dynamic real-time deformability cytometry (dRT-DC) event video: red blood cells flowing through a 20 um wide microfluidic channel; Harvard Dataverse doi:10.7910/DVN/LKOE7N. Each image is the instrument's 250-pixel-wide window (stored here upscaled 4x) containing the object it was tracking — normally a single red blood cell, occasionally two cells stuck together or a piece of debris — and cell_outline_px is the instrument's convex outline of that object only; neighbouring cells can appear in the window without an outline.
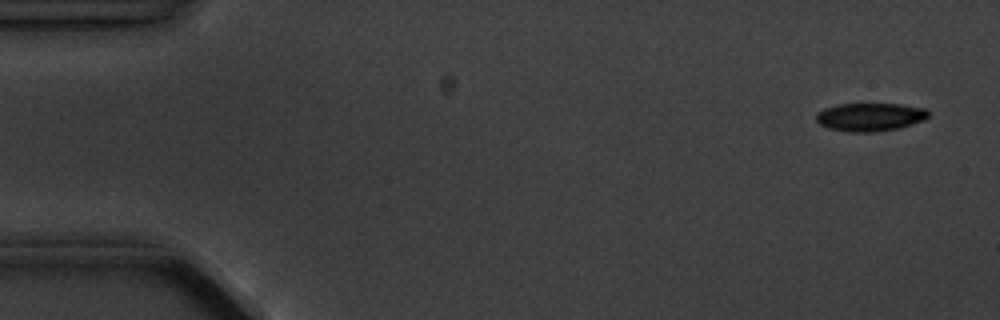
{"species": "common noctule bat (a hibernating species)", "species_latin": "Nyctalus noctula", "temperature_condition": "cold", "stored_images_in_passage": 6, "camera_frame_rate_fps": 3000, "um_per_image_px": 0.085, "animal": {"sex": "male", "body_mass_g": 20.1, "forearm_length_mm": 53.5}, "frame": {"image": 1, "passage_image": 1, "time_ms": 0.0, "image_size_px": [1000, 320], "cell_outline_px": [[928, 116], [924, 120], [912, 124], [896, 128], [876, 132], [848, 132], [828, 128], [820, 124], [816, 120], [816, 112], [824, 108], [836, 104], [900, 104], [928, 108]], "centroid_in_image_um": [73.94, 9.94], "position_along_channel_um": 11.1, "area_um2": 18.55}}